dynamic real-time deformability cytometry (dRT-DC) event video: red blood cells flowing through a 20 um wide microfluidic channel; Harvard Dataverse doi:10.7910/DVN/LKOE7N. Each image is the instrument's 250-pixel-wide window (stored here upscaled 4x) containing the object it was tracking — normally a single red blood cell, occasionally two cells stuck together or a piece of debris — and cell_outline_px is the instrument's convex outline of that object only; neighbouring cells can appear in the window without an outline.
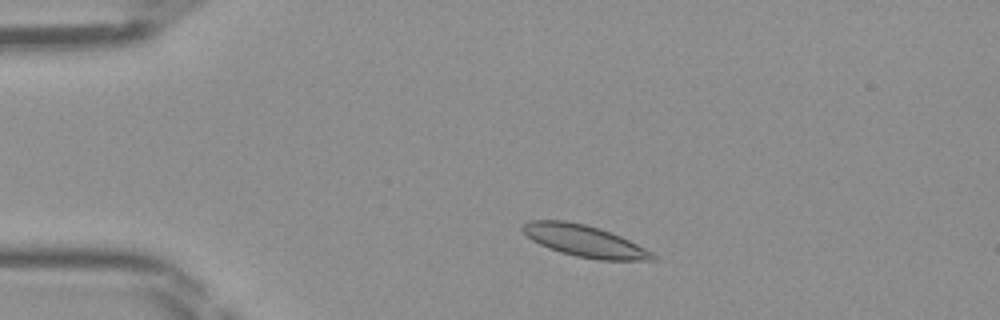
{"species": "Egyptian fruit bat (a non-hibernating species)", "species_latin": "Rousettus aegyptiacus", "temperature_condition": "room temperature", "stored_images_in_passage": 43, "camera_frame_rate_fps": 3000, "um_per_image_px": 0.085, "frame": {"image": 1, "passage_image": 6, "time_ms": 1.667, "image_size_px": [1000, 320], "cell_outline_px": [[656, 260], [600, 260], [576, 256], [560, 252], [548, 248], [532, 240], [520, 228], [528, 220], [564, 220], [584, 224], [600, 228], [620, 236], [652, 252], [656, 256]], "centroid_in_image_um": [49.66, 20.48], "position_along_channel_um": 35.3, "area_um2": 23.81}}
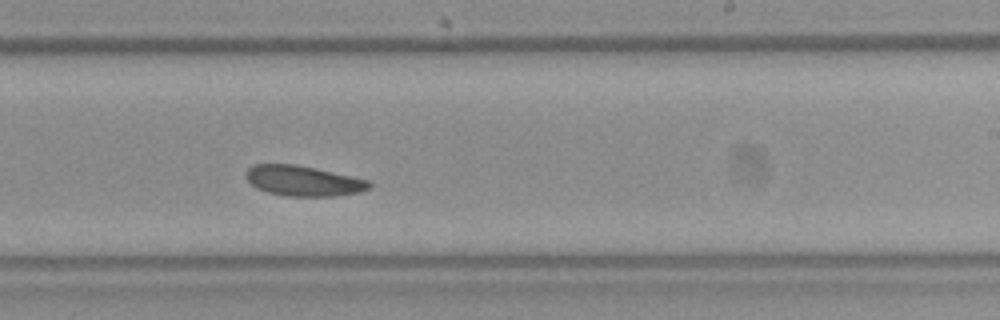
{"frame": {"image": 2, "passage_image": 25, "time_ms": 8.0, "image_size_px": [1000, 320], "cell_outline_px": [[372, 188], [360, 192], [336, 196], [288, 196], [268, 192], [256, 188], [244, 176], [244, 172], [252, 164], [296, 164], [316, 168], [372, 180]], "centroid_in_image_um": [25.82, 15.36], "position_along_channel_um": 263.2, "area_um2": 22.14}}
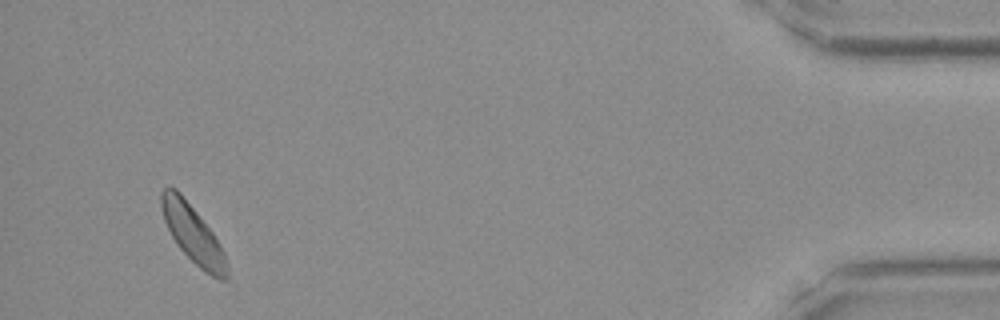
{"frame": {"image": 3, "passage_image": 41, "time_ms": 13.333, "image_size_px": [1000, 320], "cell_outline_px": [[228, 280], [220, 280], [204, 272], [180, 248], [172, 236], [164, 220], [160, 204], [160, 192], [168, 184], [176, 188], [180, 192], [212, 232], [220, 244], [224, 252], [228, 264]], "centroid_in_image_um": [16.39, 19.88], "position_along_channel_um": 418.8, "area_um2": 21.96}}